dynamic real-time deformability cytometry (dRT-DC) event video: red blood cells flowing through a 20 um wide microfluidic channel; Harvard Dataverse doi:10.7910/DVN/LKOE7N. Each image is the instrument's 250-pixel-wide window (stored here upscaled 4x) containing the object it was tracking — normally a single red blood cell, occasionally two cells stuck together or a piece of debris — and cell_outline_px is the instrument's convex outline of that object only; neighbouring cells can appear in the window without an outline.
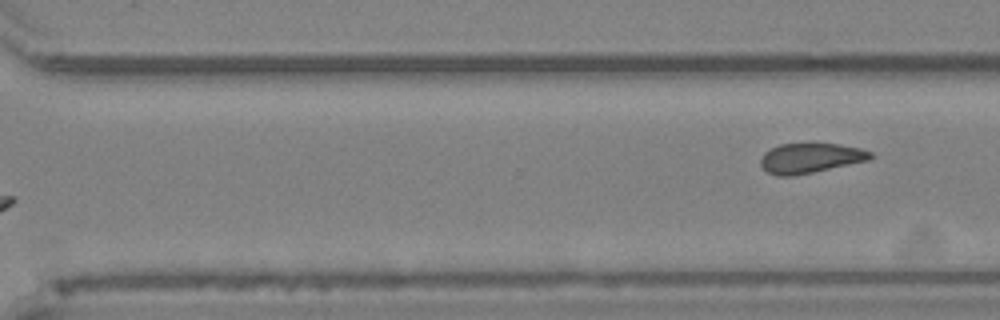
{"species": "Egyptian fruit bat (a non-hibernating species)", "species_latin": "Rousettus aegyptiacus", "temperature_condition": "cold", "stored_images_in_passage": 11, "segment_of_instrument_passage": [2, 2], "camera_frame_rate_fps": 3000, "um_per_image_px": 0.085, "animal": {"sex": "female"}, "frame": {"image": 1, "passage_image": 11, "time_ms": 12.667, "image_size_px": [1000, 320], "cell_outline_px": [[872, 156], [868, 160], [812, 172], [792, 176], [776, 176], [768, 172], [760, 164], [760, 160], [764, 152], [780, 144], [812, 140], [840, 144], [860, 148], [872, 152]], "centroid_in_image_um": [68.86, 13.38], "position_along_channel_um": 301.7, "area_um2": 19.71}}